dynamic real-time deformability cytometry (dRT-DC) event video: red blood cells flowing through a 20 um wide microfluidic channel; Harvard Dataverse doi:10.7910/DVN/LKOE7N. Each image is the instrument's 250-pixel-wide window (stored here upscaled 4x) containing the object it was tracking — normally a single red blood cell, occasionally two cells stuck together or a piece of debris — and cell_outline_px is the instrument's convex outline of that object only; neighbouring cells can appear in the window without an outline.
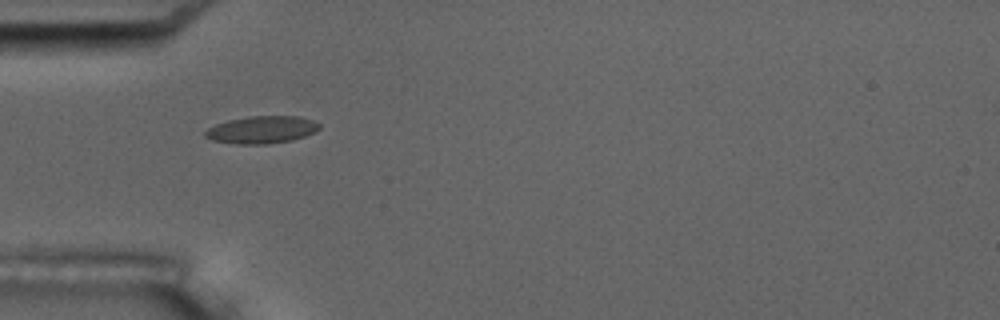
{"species": "common noctule bat (a hibernating species)", "species_latin": "Nyctalus noctula", "temperature_condition": "room temperature", "stored_images_in_passage": 11, "camera_frame_rate_fps": 3000, "um_per_image_px": 0.085, "animal": {"sex": "male", "body_mass_g": 17.5, "forearm_length_mm": 52.3}, "frame": {"image": 1, "passage_image": 5, "time_ms": 5.667, "image_size_px": [1000, 320], "cell_outline_px": [[320, 128], [316, 132], [292, 140], [268, 144], [236, 144], [212, 140], [204, 136], [204, 132], [208, 128], [216, 124], [228, 120], [248, 116], [300, 116], [312, 120], [320, 124]], "centroid_in_image_um": [22.25, 11.02], "position_along_channel_um": 62.7, "area_um2": 18.32}}
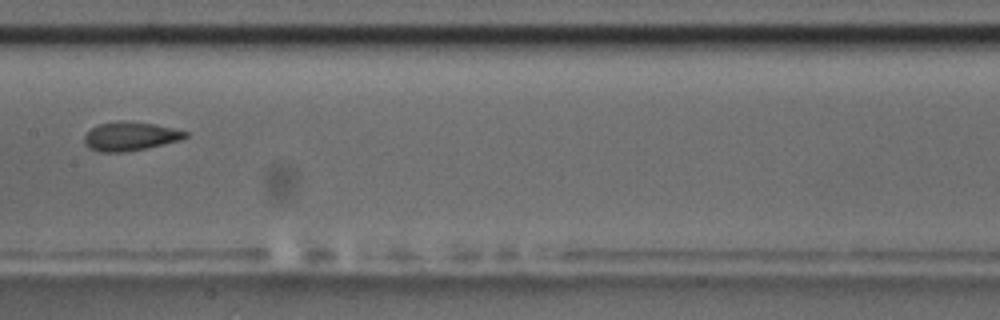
{"frame": {"image": 2, "passage_image": 8, "time_ms": 9.333, "image_size_px": [1000, 320], "cell_outline_px": [[188, 136], [180, 140], [164, 144], [124, 152], [100, 152], [88, 148], [84, 144], [84, 136], [92, 128], [100, 124], [116, 120], [124, 120], [156, 124], [188, 132]], "centroid_in_image_um": [11.04, 11.57], "position_along_channel_um": 196.4, "area_um2": 16.99}}